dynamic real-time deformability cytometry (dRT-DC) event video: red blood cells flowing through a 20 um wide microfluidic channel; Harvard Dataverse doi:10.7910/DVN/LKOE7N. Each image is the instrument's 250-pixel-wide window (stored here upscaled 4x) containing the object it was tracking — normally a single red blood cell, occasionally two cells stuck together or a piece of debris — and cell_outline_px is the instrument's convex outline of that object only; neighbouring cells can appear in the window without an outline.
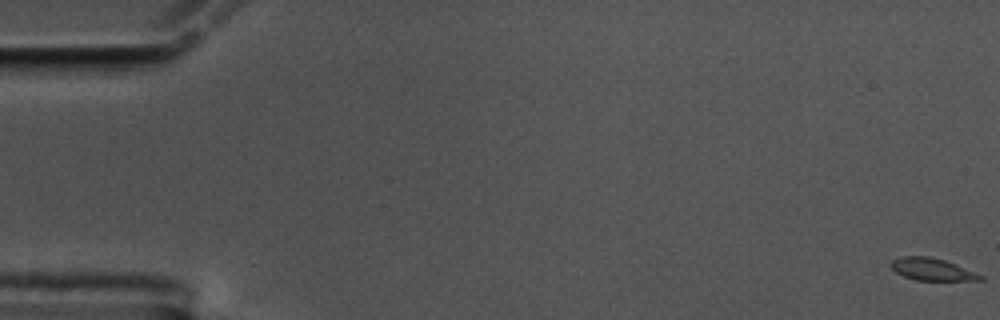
{"species": "common noctule bat (a hibernating species)", "species_latin": "Nyctalus noctula", "temperature_condition": "cold", "stored_images_in_passage": 61, "segment_of_instrument_passage": [1, 2], "camera_frame_rate_fps": 3000, "um_per_image_px": 0.085, "animal": {"sex": "male", "body_mass_g": 17.5, "forearm_length_mm": 52.3}, "frame": {"image": 1, "passage_image": 1, "time_ms": 0.0, "image_size_px": [1000, 320], "cell_outline_px": [[984, 280], [916, 280], [904, 276], [896, 272], [888, 264], [892, 260], [900, 256], [928, 256], [944, 260], [956, 264], [984, 276]], "centroid_in_image_um": [79.2, 22.88], "position_along_channel_um": 5.8, "area_um2": 11.56}}
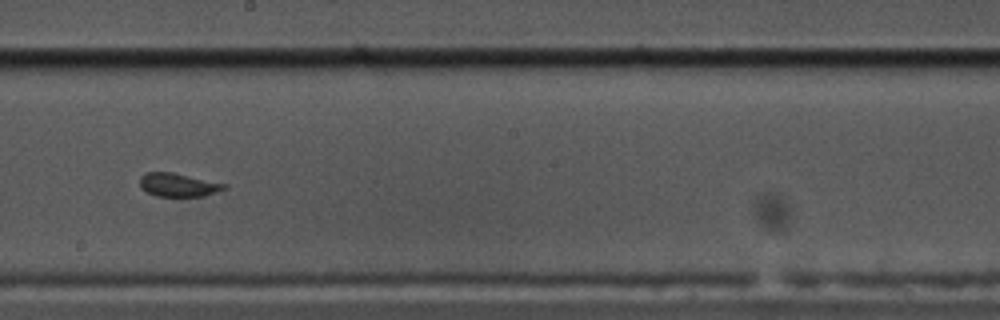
{"frame": {"image": 2, "passage_image": 34, "time_ms": 11.0, "image_size_px": [1000, 320], "cell_outline_px": [[228, 188], [204, 196], [156, 196], [140, 188], [140, 176], [144, 172], [172, 172], [228, 184]], "centroid_in_image_um": [15.16, 15.71], "position_along_channel_um": 233.0, "area_um2": 11.62}}
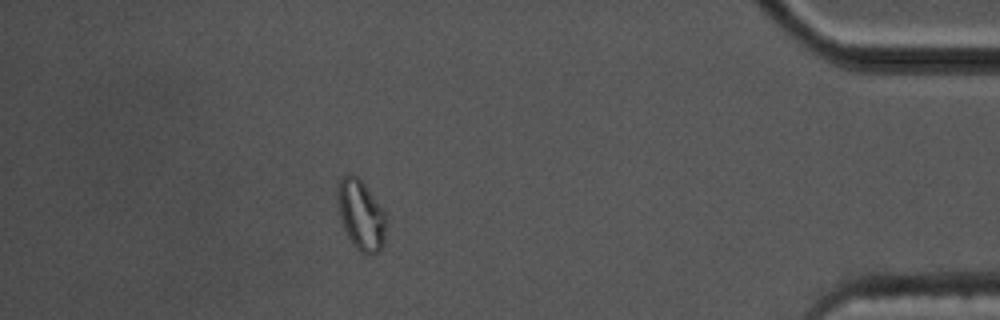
{"frame": {"image": 3, "passage_image": 53, "time_ms": 17.333, "image_size_px": [1000, 320], "cell_outline_px": [[388, 216], [384, 244], [376, 252], [368, 256], [360, 252], [352, 244], [344, 228], [340, 216], [336, 196], [336, 180], [344, 176], [356, 176], [364, 184]], "centroid_in_image_um": [30.68, 18.29], "position_along_channel_um": 404.5, "area_um2": 20.06}}